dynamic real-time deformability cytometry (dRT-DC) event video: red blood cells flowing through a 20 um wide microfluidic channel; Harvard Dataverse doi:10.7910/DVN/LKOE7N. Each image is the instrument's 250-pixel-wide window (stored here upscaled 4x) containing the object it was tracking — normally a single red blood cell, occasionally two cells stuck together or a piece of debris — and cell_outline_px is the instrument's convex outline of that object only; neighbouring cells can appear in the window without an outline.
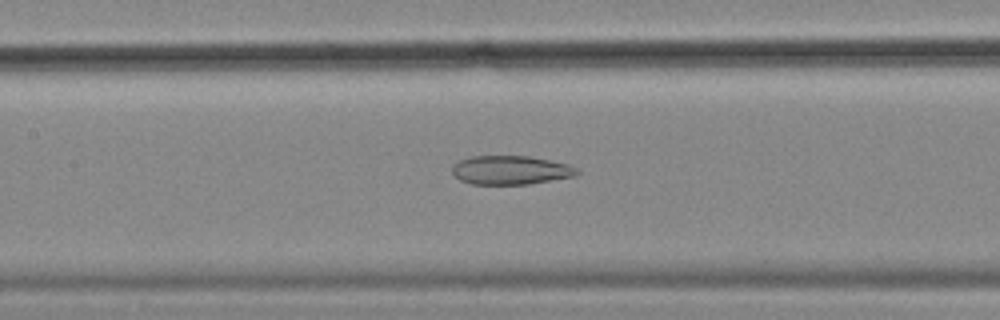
{"species": "common noctule bat (a hibernating species)", "species_latin": "Nyctalus noctula", "temperature_condition": "cold", "stored_images_in_passage": 49, "camera_frame_rate_fps": 3000, "um_per_image_px": 0.085, "animal": {"sex": "female", "body_mass_g": 18.4}, "frame": {"image": 1, "passage_image": 25, "time_ms": 8.0, "image_size_px": [1000, 320], "cell_outline_px": [[580, 172], [576, 176], [528, 184], [472, 184], [460, 180], [452, 172], [452, 168], [460, 160], [472, 156], [528, 156], [568, 164], [576, 168]], "centroid_in_image_um": [43.42, 14.46], "position_along_channel_um": 164.0, "area_um2": 20.81}}
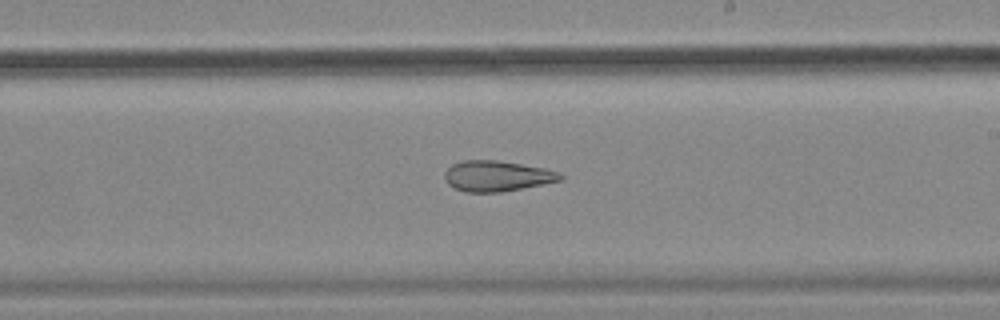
{"frame": {"image": 2, "passage_image": 32, "time_ms": 10.333, "image_size_px": [1000, 320], "cell_outline_px": [[564, 180], [500, 192], [468, 192], [456, 188], [448, 184], [444, 180], [444, 172], [452, 164], [464, 160], [496, 160], [544, 168], [560, 172], [564, 176]], "centroid_in_image_um": [42.25, 14.96], "position_along_channel_um": 246.8, "area_um2": 20.58}}
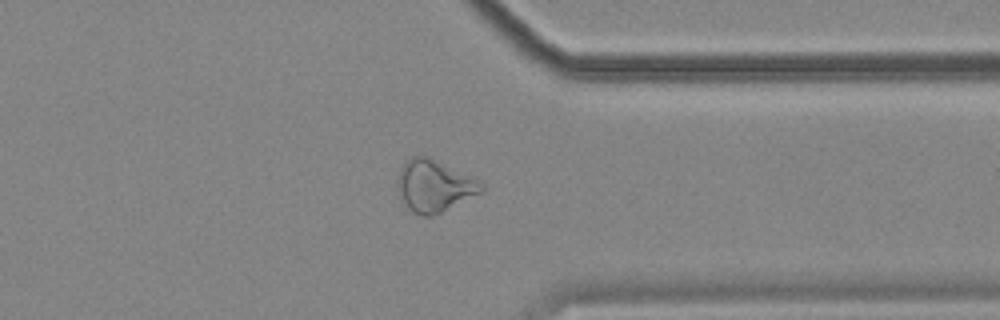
{"frame": {"image": 3, "passage_image": 43, "time_ms": 14.0, "image_size_px": [1000, 320], "cell_outline_px": [[484, 192], [432, 216], [424, 216], [412, 212], [408, 208], [396, 184], [396, 180], [400, 168], [412, 156], [428, 156], [484, 184]], "centroid_in_image_um": [36.9, 15.81], "position_along_channel_um": 374.5, "area_um2": 24.85}}